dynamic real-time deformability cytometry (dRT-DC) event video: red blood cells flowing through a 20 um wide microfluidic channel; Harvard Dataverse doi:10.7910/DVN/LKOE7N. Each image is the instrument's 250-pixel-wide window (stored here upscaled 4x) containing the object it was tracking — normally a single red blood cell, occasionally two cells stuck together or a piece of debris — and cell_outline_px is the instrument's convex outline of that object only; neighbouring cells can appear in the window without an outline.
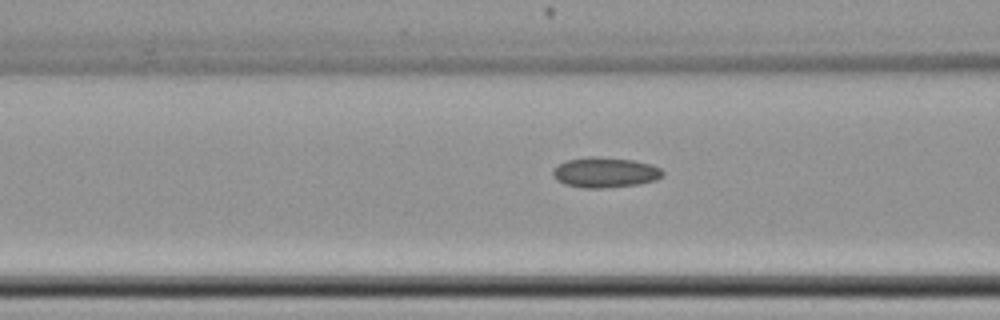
{"species": "common noctule bat (a hibernating species)", "species_latin": "Nyctalus noctula", "temperature_condition": "cold", "stored_images_in_passage": 26, "camera_frame_rate_fps": 3000, "um_per_image_px": 0.085, "animal": {"sex": "female", "body_mass_g": 22.7, "forearm_length_mm": 54.2}, "frame": {"image": 1, "passage_image": 14, "time_ms": 4.333, "image_size_px": [1000, 320], "cell_outline_px": [[664, 176], [656, 180], [640, 184], [604, 188], [584, 188], [564, 184], [556, 180], [552, 176], [552, 172], [560, 164], [568, 160], [592, 156], [596, 156], [632, 160], [652, 164], [660, 168], [664, 172]], "centroid_in_image_um": [51.46, 14.67], "position_along_channel_um": 115.1, "area_um2": 19.42}}